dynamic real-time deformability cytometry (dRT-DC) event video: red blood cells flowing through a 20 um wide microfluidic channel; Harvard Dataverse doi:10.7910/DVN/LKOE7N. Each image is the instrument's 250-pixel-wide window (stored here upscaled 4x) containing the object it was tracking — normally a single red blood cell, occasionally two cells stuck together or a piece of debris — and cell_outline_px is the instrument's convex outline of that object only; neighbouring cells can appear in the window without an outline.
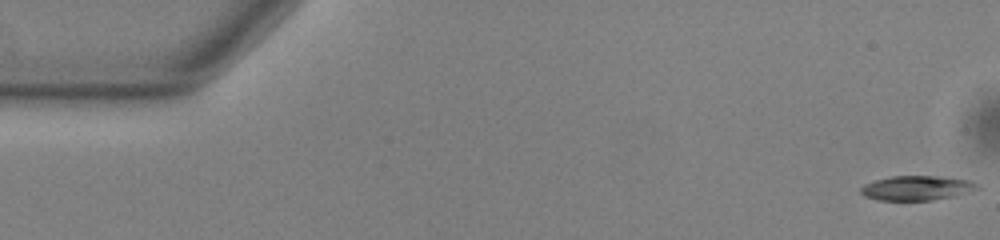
{"species": "common noctule bat (a hibernating species)", "species_latin": "Nyctalus noctula", "temperature_condition": "warm", "stored_images_in_passage": 39, "camera_frame_rate_fps": 3000, "um_per_image_px": 0.085, "animal": {"sex": "male", "body_mass_g": 13.0, "forearm_length_mm": 53.1}, "frame": {"image": 1, "passage_image": 1, "time_ms": 0.0, "image_size_px": [1000, 240], "cell_outline_px": [[980, 188], [952, 196], [932, 200], [880, 200], [864, 196], [860, 192], [860, 188], [864, 184], [876, 180], [892, 176], [936, 176], [972, 180], [980, 184]], "centroid_in_image_um": [77.93, 15.97], "position_along_channel_um": 7.1, "area_um2": 16.59}}
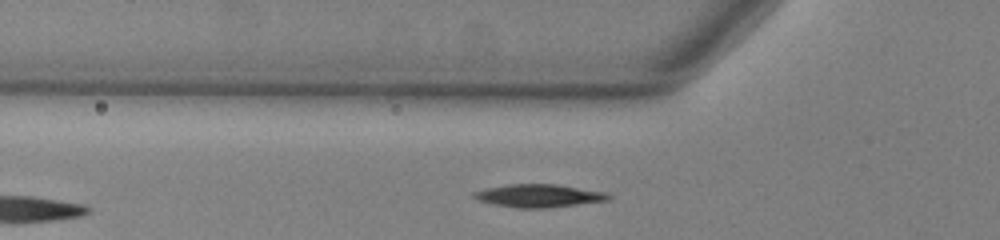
{"frame": {"image": 2, "passage_image": 18, "time_ms": 5.667, "image_size_px": [1000, 240], "cell_outline_px": [[612, 196], [608, 200], [548, 208], [516, 208], [492, 204], [480, 200], [472, 196], [472, 192], [484, 188], [504, 184], [556, 184], [604, 192]], "centroid_in_image_um": [45.74, 16.63], "position_along_channel_um": 80.1, "area_um2": 18.03}}
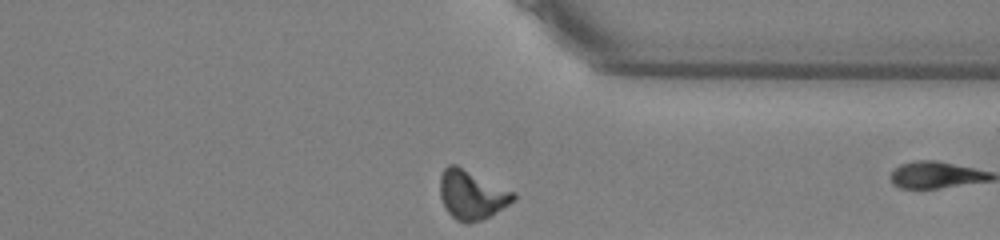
{"frame": {"image": 3, "passage_image": 38, "time_ms": 12.333, "image_size_px": [1000, 240], "cell_outline_px": [[516, 200], [496, 212], [480, 220], [468, 224], [456, 220], [444, 208], [440, 196], [440, 176], [444, 168], [448, 164], [456, 164], [516, 192]], "centroid_in_image_um": [40.1, 16.54], "position_along_channel_um": 371.3, "area_um2": 21.21}}